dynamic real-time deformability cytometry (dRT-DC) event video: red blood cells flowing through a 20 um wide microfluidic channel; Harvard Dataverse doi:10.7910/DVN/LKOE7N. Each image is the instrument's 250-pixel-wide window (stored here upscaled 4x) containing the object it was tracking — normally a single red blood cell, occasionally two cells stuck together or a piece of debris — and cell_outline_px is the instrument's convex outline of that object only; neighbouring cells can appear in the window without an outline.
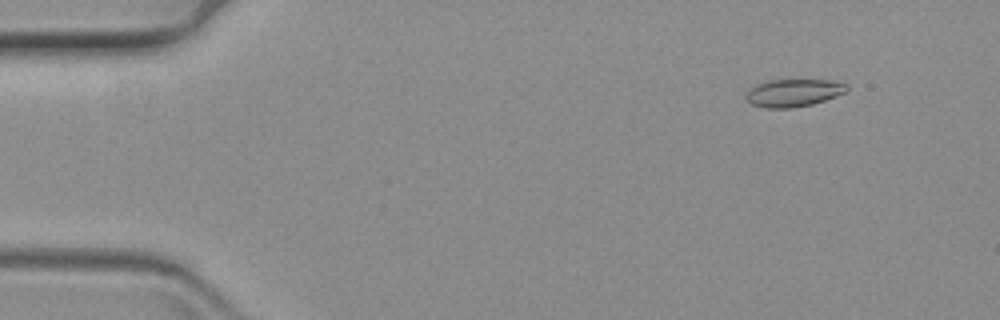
{"species": "common noctule bat (a hibernating species)", "species_latin": "Nyctalus noctula", "temperature_condition": "warm", "stored_images_in_passage": 63, "camera_frame_rate_fps": 3000, "um_per_image_px": 0.085, "animal": {"sex": "female", "body_mass_g": 19.3, "forearm_length_mm": 54.1}, "frame": {"image": 1, "passage_image": 7, "time_ms": 2.0, "image_size_px": [1000, 320], "cell_outline_px": [[848, 92], [812, 104], [792, 108], [764, 108], [752, 104], [744, 96], [756, 84], [768, 80], [832, 80], [848, 84]], "centroid_in_image_um": [67.48, 7.89], "position_along_channel_um": 17.5, "area_um2": 16.24}}
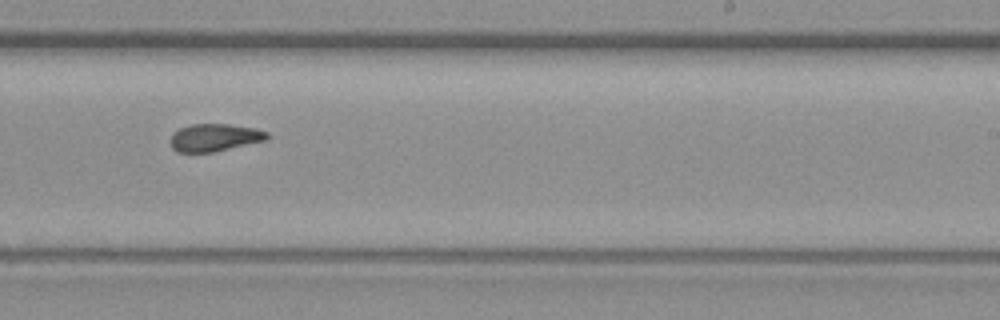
{"frame": {"image": 2, "passage_image": 39, "time_ms": 12.667, "image_size_px": [1000, 320], "cell_outline_px": [[268, 140], [212, 152], [176, 152], [172, 148], [168, 140], [172, 132], [180, 128], [192, 124], [228, 124], [256, 128], [268, 132]], "centroid_in_image_um": [18.21, 11.69], "position_along_channel_um": 270.8, "area_um2": 15.72}}
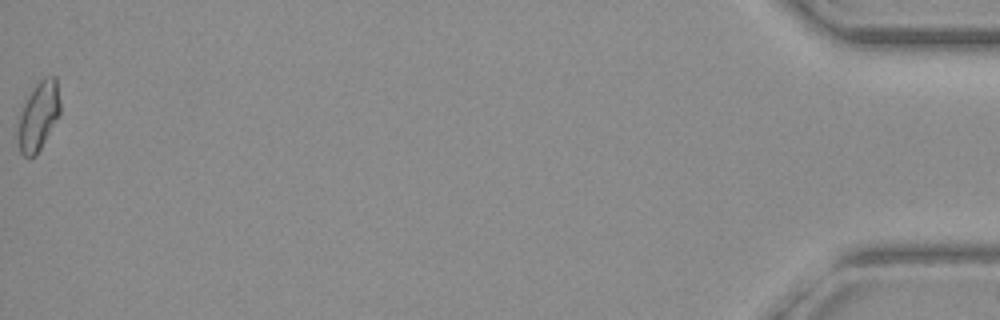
{"frame": {"image": 3, "passage_image": 63, "time_ms": 20.667, "image_size_px": [1000, 320], "cell_outline_px": [[60, 116], [36, 156], [28, 160], [20, 152], [20, 116], [24, 104], [32, 88], [44, 76], [56, 76], [60, 100]], "centroid_in_image_um": [3.33, 9.85], "position_along_channel_um": 431.9, "area_um2": 16.76}}